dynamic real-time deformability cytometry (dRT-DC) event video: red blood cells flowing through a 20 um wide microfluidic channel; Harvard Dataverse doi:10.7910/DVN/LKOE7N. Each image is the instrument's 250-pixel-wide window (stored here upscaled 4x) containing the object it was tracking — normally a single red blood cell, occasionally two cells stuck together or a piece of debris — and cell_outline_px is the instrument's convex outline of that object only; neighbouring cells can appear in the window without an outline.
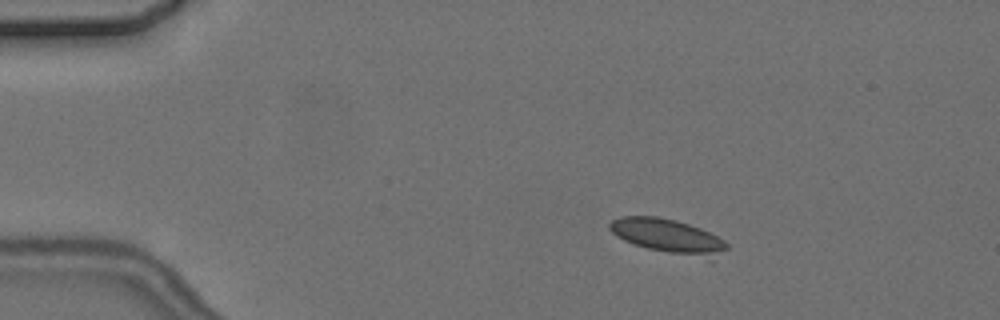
{"species": "common noctule bat (a hibernating species)", "species_latin": "Nyctalus noctula", "temperature_condition": "cold", "stored_images_in_passage": 4, "camera_frame_rate_fps": 3000, "um_per_image_px": 0.085, "animal": {"sex": "female", "body_mass_g": 24.6, "forearm_length_mm": 56.2}, "frame": {"image": 1, "passage_image": 2, "time_ms": 2.0, "image_size_px": [1000, 320], "cell_outline_px": [[728, 248], [708, 260], [648, 248], [624, 240], [616, 236], [608, 228], [608, 224], [612, 220], [620, 216], [656, 216], [676, 220], [700, 228], [724, 240], [728, 244]], "centroid_in_image_um": [56.77, 20.06], "position_along_channel_um": 28.2, "area_um2": 23.18}}